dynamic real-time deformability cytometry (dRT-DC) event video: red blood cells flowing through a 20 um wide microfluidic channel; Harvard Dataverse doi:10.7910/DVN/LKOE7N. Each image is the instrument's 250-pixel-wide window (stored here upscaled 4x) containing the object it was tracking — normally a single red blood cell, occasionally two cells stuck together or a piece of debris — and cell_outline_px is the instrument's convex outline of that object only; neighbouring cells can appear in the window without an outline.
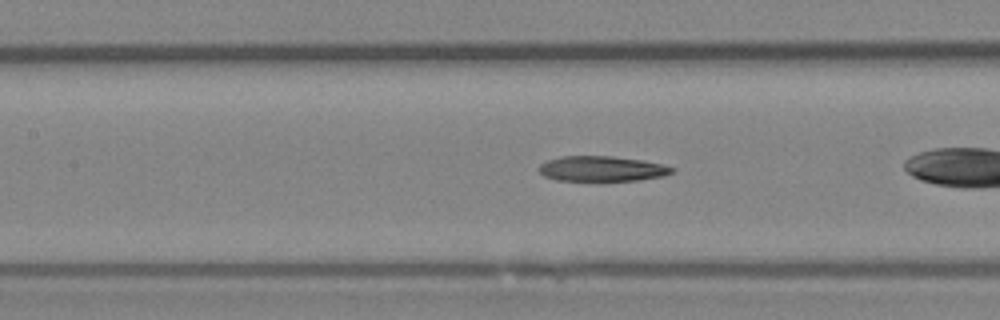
{"species": "Egyptian fruit bat (a non-hibernating species)", "species_latin": "Rousettus aegyptiacus", "temperature_condition": "room temperature", "stored_images_in_passage": 8, "camera_frame_rate_fps": 3000, "um_per_image_px": 0.085, "animal": {"sex": "female"}, "frame": {"image": 1, "passage_image": 6, "time_ms": 1.667, "image_size_px": [1000, 320], "cell_outline_px": [[676, 168], [672, 172], [664, 176], [640, 180], [600, 184], [556, 180], [544, 176], [536, 168], [540, 164], [548, 160], [560, 156], [612, 156], [644, 160]], "centroid_in_image_um": [51.13, 14.39], "position_along_channel_um": 156.3, "area_um2": 20.75}}